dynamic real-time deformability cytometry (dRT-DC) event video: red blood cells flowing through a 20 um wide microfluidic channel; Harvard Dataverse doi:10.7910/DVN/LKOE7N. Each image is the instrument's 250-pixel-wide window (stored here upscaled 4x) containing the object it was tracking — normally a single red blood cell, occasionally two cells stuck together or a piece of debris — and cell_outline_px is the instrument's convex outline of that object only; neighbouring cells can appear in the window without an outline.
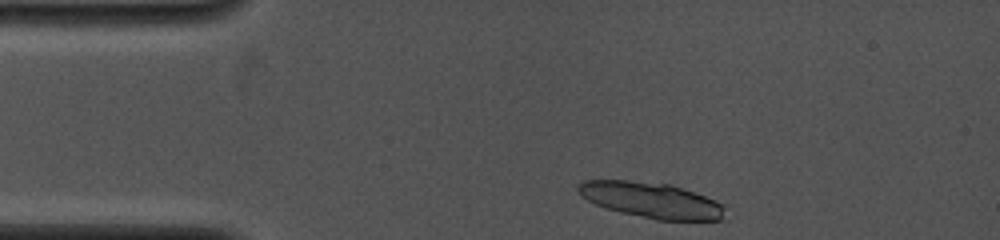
{"species": "common noctule bat (a hibernating species)", "species_latin": "Nyctalus noctula", "temperature_condition": "cold", "stored_images_in_passage": 2, "camera_frame_rate_fps": 4000, "um_per_image_px": 0.085, "animal": {"sex": "female", "body_mass_g": 19.0, "forearm_length_mm": 53.3}, "frame": {"image": 1, "passage_image": 1, "time_ms": 0.0, "image_size_px": [1000, 240], "cell_outline_px": [[724, 208], [720, 220], [656, 220], [620, 212], [596, 204], [580, 196], [576, 188], [576, 184], [584, 180], [628, 180], [672, 184], [716, 200], [724, 204]], "centroid_in_image_um": [55.33, 17.0], "position_along_channel_um": 29.7, "area_um2": 30.52}}